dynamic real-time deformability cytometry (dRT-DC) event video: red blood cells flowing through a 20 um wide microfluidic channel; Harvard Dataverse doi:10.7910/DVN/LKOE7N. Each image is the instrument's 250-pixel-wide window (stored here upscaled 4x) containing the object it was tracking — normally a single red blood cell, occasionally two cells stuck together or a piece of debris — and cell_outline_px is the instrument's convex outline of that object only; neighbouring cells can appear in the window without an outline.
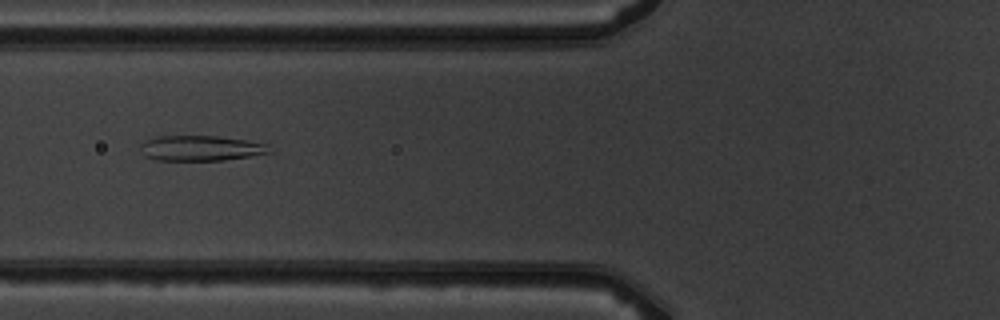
{"species": "common noctule bat (a hibernating species)", "species_latin": "Nyctalus noctula", "temperature_condition": "warm", "stored_images_in_passage": 8, "camera_frame_rate_fps": 3000, "um_per_image_px": 0.085, "animal": {"sex": "male", "body_mass_g": 19.5, "forearm_length_mm": 54.6}, "frame": {"image": 1, "passage_image": 6, "time_ms": 6.0, "image_size_px": [1000, 320], "cell_outline_px": [[272, 152], [224, 160], [156, 160], [144, 156], [140, 152], [140, 144], [144, 140], [156, 136], [216, 136], [248, 140], [268, 144]], "centroid_in_image_um": [17.02, 12.59], "position_along_channel_um": 108.8, "area_um2": 19.13}}